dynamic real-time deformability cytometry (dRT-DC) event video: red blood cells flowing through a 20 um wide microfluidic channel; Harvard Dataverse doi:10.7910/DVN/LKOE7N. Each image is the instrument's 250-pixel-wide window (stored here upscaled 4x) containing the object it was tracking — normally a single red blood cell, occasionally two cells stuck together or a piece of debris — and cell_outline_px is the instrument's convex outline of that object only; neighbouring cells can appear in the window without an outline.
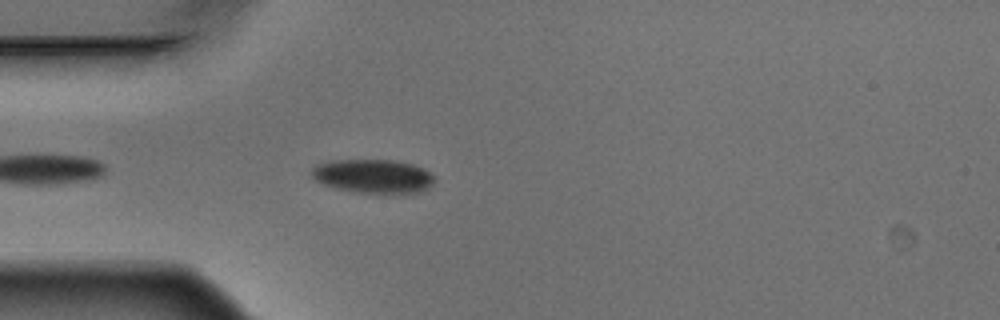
{"species": "Egyptian fruit bat (a non-hibernating species)", "species_latin": "Rousettus aegyptiacus", "temperature_condition": "warm", "stored_images_in_passage": 5, "camera_frame_rate_fps": 3000, "um_per_image_px": 0.085, "animal": {"sex": "male"}, "frame": {"image": 1, "passage_image": 5, "time_ms": 1.333, "image_size_px": [1000, 320], "cell_outline_px": [[436, 180], [428, 188], [420, 192], [360, 192], [336, 188], [324, 184], [316, 180], [312, 176], [312, 168], [316, 164], [332, 160], [392, 160], [412, 164], [424, 168], [436, 176]], "centroid_in_image_um": [31.75, 14.95], "position_along_channel_um": 53.3, "area_um2": 23.99}}